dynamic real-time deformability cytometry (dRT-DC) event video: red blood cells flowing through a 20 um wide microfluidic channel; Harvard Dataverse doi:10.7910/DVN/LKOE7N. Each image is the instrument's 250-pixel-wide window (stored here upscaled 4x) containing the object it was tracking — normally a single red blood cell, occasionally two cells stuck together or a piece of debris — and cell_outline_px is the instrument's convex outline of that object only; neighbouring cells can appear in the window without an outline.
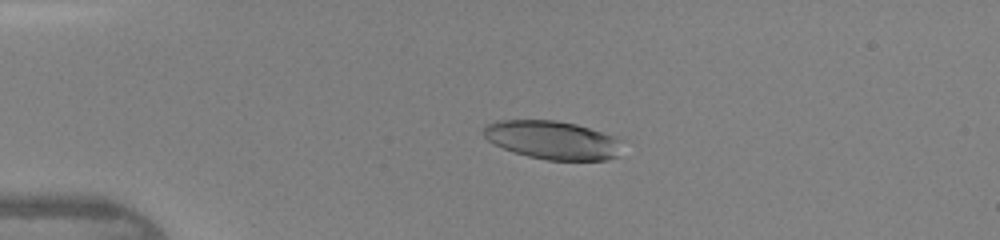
{"species": "human", "species_latin": "Homo sapiens", "temperature_condition": "warm", "stored_images_in_passage": 45, "camera_frame_rate_fps": 3000, "um_per_image_px": 0.085, "donor": {"sex": "female"}, "frame": {"image": 1, "passage_image": 11, "time_ms": 3.333, "image_size_px": [1000, 240], "cell_outline_px": [[620, 156], [608, 160], [548, 160], [528, 156], [512, 152], [488, 140], [484, 136], [484, 124], [496, 120], [556, 120], [576, 124], [620, 136]], "centroid_in_image_um": [47.01, 11.89], "position_along_channel_um": 38.0, "area_um2": 31.44}}
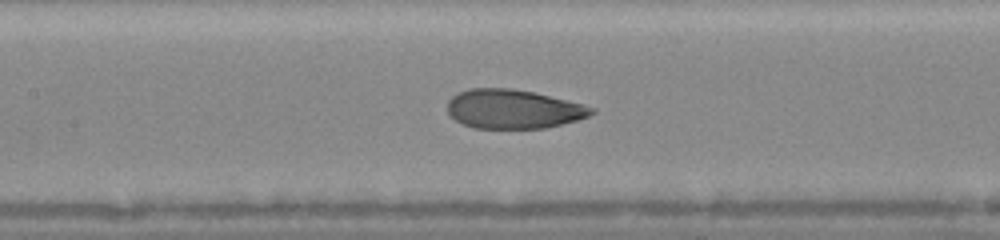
{"frame": {"image": 2, "passage_image": 22, "time_ms": 7.0, "image_size_px": [1000, 240], "cell_outline_px": [[596, 112], [588, 116], [576, 120], [548, 128], [472, 128], [456, 120], [448, 112], [448, 100], [452, 96], [468, 88], [512, 88], [532, 92], [584, 104], [596, 108]], "centroid_in_image_um": [43.64, 9.27], "position_along_channel_um": 163.8, "area_um2": 32.77}}
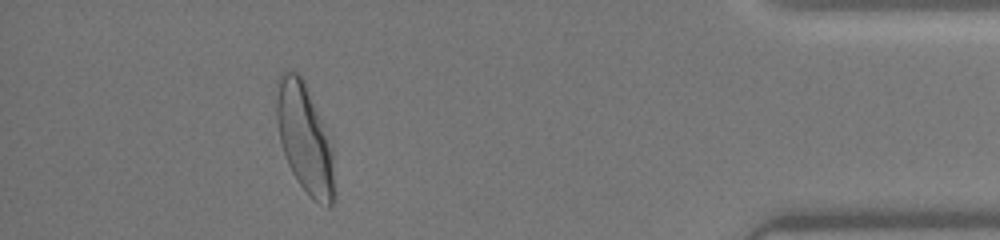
{"frame": {"image": 3, "passage_image": 41, "time_ms": 13.333, "image_size_px": [1000, 240], "cell_outline_px": [[332, 204], [328, 208], [316, 200], [300, 184], [292, 172], [288, 164], [280, 140], [276, 120], [276, 80], [280, 72], [284, 68], [288, 68], [296, 72], [304, 80], [332, 144]], "centroid_in_image_um": [25.84, 11.62], "position_along_channel_um": 409.4, "area_um2": 36.24}}